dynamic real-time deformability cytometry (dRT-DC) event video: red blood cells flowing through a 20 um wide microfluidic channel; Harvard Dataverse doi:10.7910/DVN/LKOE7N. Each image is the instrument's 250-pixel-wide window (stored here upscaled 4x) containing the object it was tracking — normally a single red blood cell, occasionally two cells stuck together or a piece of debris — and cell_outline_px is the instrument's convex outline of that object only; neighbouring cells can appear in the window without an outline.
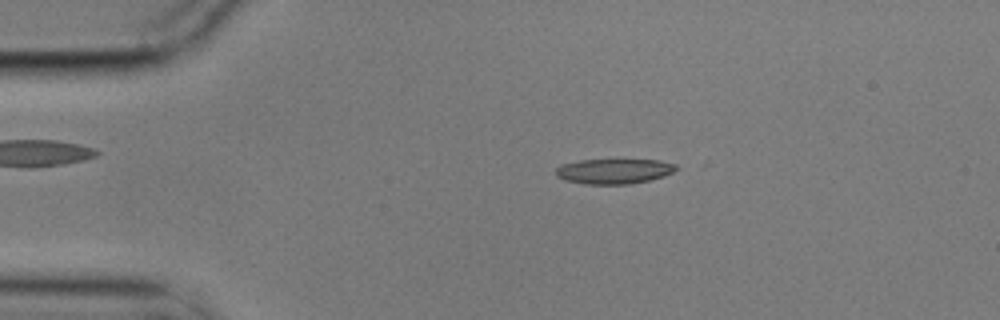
{"species": "common noctule bat (a hibernating species)", "species_latin": "Nyctalus noctula", "temperature_condition": "cold", "stored_images_in_passage": 5, "camera_frame_rate_fps": 3000, "um_per_image_px": 0.085, "animal": {"sex": "male", "body_mass_g": 17.9}, "frame": {"image": 1, "passage_image": 3, "time_ms": 0.667, "image_size_px": [1000, 320], "cell_outline_px": [[680, 168], [664, 176], [648, 180], [628, 184], [584, 184], [564, 180], [556, 176], [556, 168], [560, 164], [580, 160], [660, 160], [676, 164]], "centroid_in_image_um": [52.18, 14.55], "position_along_channel_um": 32.8, "area_um2": 17.63}}
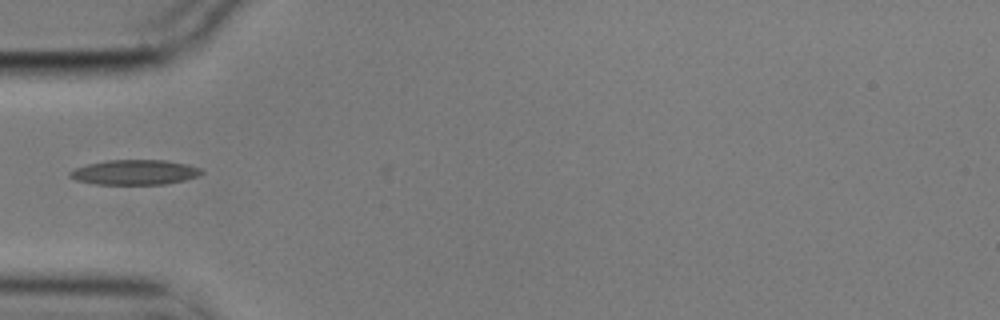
{"frame": {"image": 2, "passage_image": 5, "time_ms": 1.333, "image_size_px": [1000, 320], "cell_outline_px": [[204, 172], [196, 176], [184, 180], [164, 184], [96, 184], [76, 180], [68, 176], [68, 172], [76, 168], [88, 164], [104, 160], [164, 160], [188, 164], [200, 168]], "centroid_in_image_um": [11.43, 14.64], "position_along_channel_um": 73.6, "area_um2": 19.07}}